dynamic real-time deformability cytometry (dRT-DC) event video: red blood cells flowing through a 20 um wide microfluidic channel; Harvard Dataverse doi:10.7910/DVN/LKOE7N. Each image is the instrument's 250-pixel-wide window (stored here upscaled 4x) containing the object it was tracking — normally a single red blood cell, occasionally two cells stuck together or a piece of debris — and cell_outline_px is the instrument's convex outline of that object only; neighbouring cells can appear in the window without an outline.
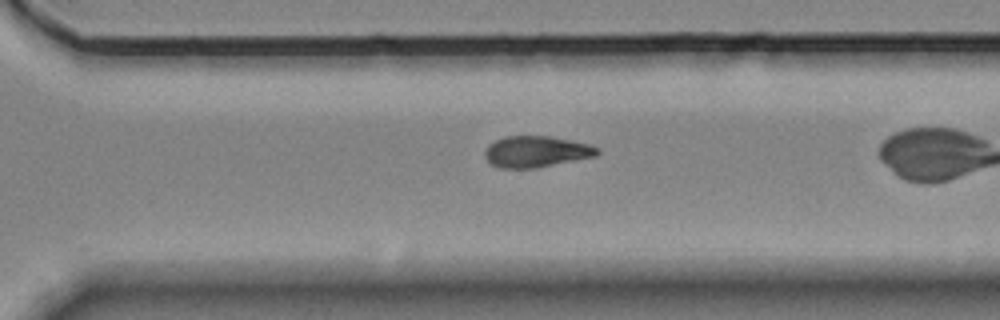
{"species": "Egyptian fruit bat (a non-hibernating species)", "species_latin": "Rousettus aegyptiacus", "temperature_condition": "room temperature", "stored_images_in_passage": 31, "camera_frame_rate_fps": 3000, "um_per_image_px": 0.085, "animal": {"sex": "female"}, "frame": {"image": 1, "passage_image": 27, "time_ms": 8.667, "image_size_px": [1000, 320], "cell_outline_px": [[600, 152], [596, 156], [536, 168], [500, 168], [492, 164], [484, 156], [484, 152], [488, 144], [504, 136], [548, 136], [588, 144], [600, 148]], "centroid_in_image_um": [45.56, 12.89], "position_along_channel_um": 325.0, "area_um2": 20.4}}